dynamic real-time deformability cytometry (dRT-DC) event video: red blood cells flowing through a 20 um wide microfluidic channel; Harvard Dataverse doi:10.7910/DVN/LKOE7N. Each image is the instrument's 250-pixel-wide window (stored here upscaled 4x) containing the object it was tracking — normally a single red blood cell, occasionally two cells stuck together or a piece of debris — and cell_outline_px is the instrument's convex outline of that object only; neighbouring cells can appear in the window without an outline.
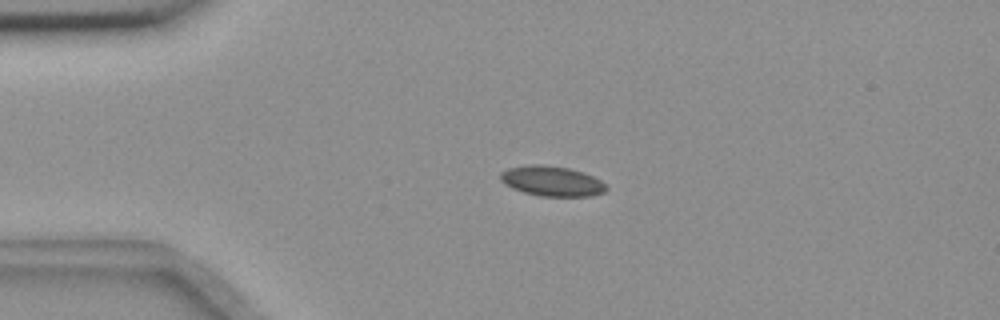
{"species": "common noctule bat (a hibernating species)", "species_latin": "Nyctalus noctula", "temperature_condition": "room temperature", "stored_images_in_passage": 55, "camera_frame_rate_fps": 3000, "um_per_image_px": 0.085, "animal": {"sex": "female", "body_mass_g": 18.4}, "frame": {"image": 1, "passage_image": 12, "time_ms": 3.667, "image_size_px": [1000, 320], "cell_outline_px": [[608, 188], [604, 192], [592, 196], [540, 196], [524, 192], [512, 188], [504, 184], [500, 180], [500, 172], [508, 168], [528, 164], [544, 164], [568, 168], [584, 172], [600, 180]], "centroid_in_image_um": [46.88, 15.38], "position_along_channel_um": 38.1, "area_um2": 18.67}}
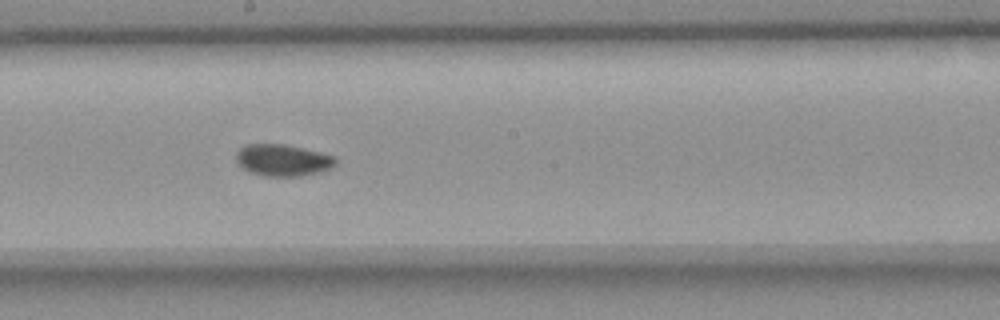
{"frame": {"image": 2, "passage_image": 30, "time_ms": 9.667, "image_size_px": [1000, 320], "cell_outline_px": [[336, 164], [332, 168], [320, 172], [300, 176], [264, 176], [252, 172], [244, 168], [236, 160], [236, 152], [244, 144], [284, 144], [304, 148], [336, 156]], "centroid_in_image_um": [24.07, 13.6], "position_along_channel_um": 224.1, "area_um2": 18.44}}
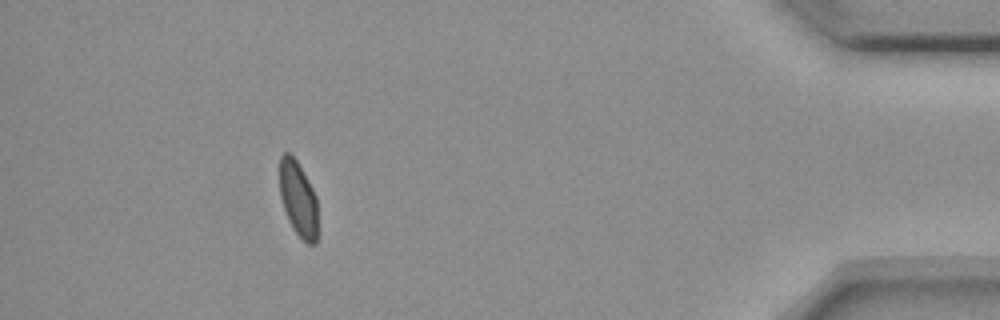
{"frame": {"image": 3, "passage_image": 50, "time_ms": 16.333, "image_size_px": [1000, 320], "cell_outline_px": [[316, 244], [308, 244], [292, 228], [288, 220], [280, 196], [280, 156], [284, 152], [288, 152], [296, 160], [312, 188], [316, 196]], "centroid_in_image_um": [25.33, 16.9], "position_along_channel_um": 409.9, "area_um2": 16.36}, "authors_computed_cell_mechanics": {"area_um2": 18.1492, "velocity_mm_per_s": 3.6399, "shape_relaxation_time_tau1_ms": 10.1122, "shape_relaxation_time_tau2_ms": 1.286, "deformation_change_tau1": 0.1074, "deformation_change_tau2": 0.041}}